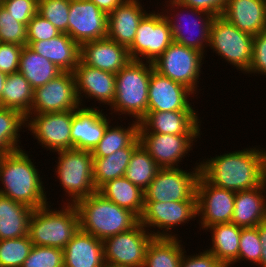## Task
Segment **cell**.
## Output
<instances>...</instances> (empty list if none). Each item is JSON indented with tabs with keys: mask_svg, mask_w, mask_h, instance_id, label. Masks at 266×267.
Listing matches in <instances>:
<instances>
[{
	"mask_svg": "<svg viewBox=\"0 0 266 267\" xmlns=\"http://www.w3.org/2000/svg\"><path fill=\"white\" fill-rule=\"evenodd\" d=\"M201 174L213 185L234 192L266 181V150L259 147L224 153L200 161Z\"/></svg>",
	"mask_w": 266,
	"mask_h": 267,
	"instance_id": "obj_1",
	"label": "cell"
},
{
	"mask_svg": "<svg viewBox=\"0 0 266 267\" xmlns=\"http://www.w3.org/2000/svg\"><path fill=\"white\" fill-rule=\"evenodd\" d=\"M25 149L0 156V194L38 209L49 204L38 168Z\"/></svg>",
	"mask_w": 266,
	"mask_h": 267,
	"instance_id": "obj_2",
	"label": "cell"
},
{
	"mask_svg": "<svg viewBox=\"0 0 266 267\" xmlns=\"http://www.w3.org/2000/svg\"><path fill=\"white\" fill-rule=\"evenodd\" d=\"M74 205L79 215L80 230L102 241L130 230L139 222L133 212L119 207L98 191Z\"/></svg>",
	"mask_w": 266,
	"mask_h": 267,
	"instance_id": "obj_3",
	"label": "cell"
},
{
	"mask_svg": "<svg viewBox=\"0 0 266 267\" xmlns=\"http://www.w3.org/2000/svg\"><path fill=\"white\" fill-rule=\"evenodd\" d=\"M153 69V63L131 60L116 73L115 97L109 108L111 115H131L137 122L146 116L148 88Z\"/></svg>",
	"mask_w": 266,
	"mask_h": 267,
	"instance_id": "obj_4",
	"label": "cell"
},
{
	"mask_svg": "<svg viewBox=\"0 0 266 267\" xmlns=\"http://www.w3.org/2000/svg\"><path fill=\"white\" fill-rule=\"evenodd\" d=\"M63 204L58 210L47 204L32 212L28 236L33 245L64 249L78 233L80 220L76 206L65 201Z\"/></svg>",
	"mask_w": 266,
	"mask_h": 267,
	"instance_id": "obj_5",
	"label": "cell"
},
{
	"mask_svg": "<svg viewBox=\"0 0 266 267\" xmlns=\"http://www.w3.org/2000/svg\"><path fill=\"white\" fill-rule=\"evenodd\" d=\"M59 157L55 176L66 192L67 204H75L97 191L93 181V156L90 151L71 148L56 152Z\"/></svg>",
	"mask_w": 266,
	"mask_h": 267,
	"instance_id": "obj_6",
	"label": "cell"
},
{
	"mask_svg": "<svg viewBox=\"0 0 266 267\" xmlns=\"http://www.w3.org/2000/svg\"><path fill=\"white\" fill-rule=\"evenodd\" d=\"M165 4L167 9H163L162 12L164 14V17L170 24L173 42L184 45L186 47L194 48L196 50H199L203 54H206L205 49L209 46L210 29L214 16L210 15L207 12L180 4L177 1L167 2ZM175 9H177V11L180 10V12H177ZM183 12L187 14H183Z\"/></svg>",
	"mask_w": 266,
	"mask_h": 267,
	"instance_id": "obj_7",
	"label": "cell"
},
{
	"mask_svg": "<svg viewBox=\"0 0 266 267\" xmlns=\"http://www.w3.org/2000/svg\"><path fill=\"white\" fill-rule=\"evenodd\" d=\"M253 37L224 17L216 16L211 24L208 47L237 70L247 74L252 61Z\"/></svg>",
	"mask_w": 266,
	"mask_h": 267,
	"instance_id": "obj_8",
	"label": "cell"
},
{
	"mask_svg": "<svg viewBox=\"0 0 266 267\" xmlns=\"http://www.w3.org/2000/svg\"><path fill=\"white\" fill-rule=\"evenodd\" d=\"M192 169L187 172L179 167L160 168L144 190V201H196V185L201 174L200 162H196Z\"/></svg>",
	"mask_w": 266,
	"mask_h": 267,
	"instance_id": "obj_9",
	"label": "cell"
},
{
	"mask_svg": "<svg viewBox=\"0 0 266 267\" xmlns=\"http://www.w3.org/2000/svg\"><path fill=\"white\" fill-rule=\"evenodd\" d=\"M154 236L140 222L133 228L103 240L106 267H143Z\"/></svg>",
	"mask_w": 266,
	"mask_h": 267,
	"instance_id": "obj_10",
	"label": "cell"
},
{
	"mask_svg": "<svg viewBox=\"0 0 266 267\" xmlns=\"http://www.w3.org/2000/svg\"><path fill=\"white\" fill-rule=\"evenodd\" d=\"M203 59L204 54L199 50L172 42L153 66L160 74L186 86L196 94Z\"/></svg>",
	"mask_w": 266,
	"mask_h": 267,
	"instance_id": "obj_11",
	"label": "cell"
},
{
	"mask_svg": "<svg viewBox=\"0 0 266 267\" xmlns=\"http://www.w3.org/2000/svg\"><path fill=\"white\" fill-rule=\"evenodd\" d=\"M172 42L170 24L163 12L149 10L139 22L128 53L131 60L154 63Z\"/></svg>",
	"mask_w": 266,
	"mask_h": 267,
	"instance_id": "obj_12",
	"label": "cell"
},
{
	"mask_svg": "<svg viewBox=\"0 0 266 267\" xmlns=\"http://www.w3.org/2000/svg\"><path fill=\"white\" fill-rule=\"evenodd\" d=\"M195 217H197L196 201H144V210L139 218V222L149 230L154 237L171 238L179 236L171 232L175 226L178 227V225L188 224V222ZM156 227L159 230L156 229ZM148 228H155L157 231H155V229L152 231Z\"/></svg>",
	"mask_w": 266,
	"mask_h": 267,
	"instance_id": "obj_13",
	"label": "cell"
},
{
	"mask_svg": "<svg viewBox=\"0 0 266 267\" xmlns=\"http://www.w3.org/2000/svg\"><path fill=\"white\" fill-rule=\"evenodd\" d=\"M236 192L217 187L202 174L196 185V207L200 229L219 223H230L235 203Z\"/></svg>",
	"mask_w": 266,
	"mask_h": 267,
	"instance_id": "obj_14",
	"label": "cell"
},
{
	"mask_svg": "<svg viewBox=\"0 0 266 267\" xmlns=\"http://www.w3.org/2000/svg\"><path fill=\"white\" fill-rule=\"evenodd\" d=\"M80 106L74 73L62 72L45 85L34 89L33 103L28 114L72 111Z\"/></svg>",
	"mask_w": 266,
	"mask_h": 267,
	"instance_id": "obj_15",
	"label": "cell"
},
{
	"mask_svg": "<svg viewBox=\"0 0 266 267\" xmlns=\"http://www.w3.org/2000/svg\"><path fill=\"white\" fill-rule=\"evenodd\" d=\"M72 111L26 115V131L47 151L71 149Z\"/></svg>",
	"mask_w": 266,
	"mask_h": 267,
	"instance_id": "obj_16",
	"label": "cell"
},
{
	"mask_svg": "<svg viewBox=\"0 0 266 267\" xmlns=\"http://www.w3.org/2000/svg\"><path fill=\"white\" fill-rule=\"evenodd\" d=\"M199 136L201 137L200 134L138 133L140 144L160 168H178Z\"/></svg>",
	"mask_w": 266,
	"mask_h": 267,
	"instance_id": "obj_17",
	"label": "cell"
},
{
	"mask_svg": "<svg viewBox=\"0 0 266 267\" xmlns=\"http://www.w3.org/2000/svg\"><path fill=\"white\" fill-rule=\"evenodd\" d=\"M108 15L90 0H70L68 35L80 46L107 37Z\"/></svg>",
	"mask_w": 266,
	"mask_h": 267,
	"instance_id": "obj_18",
	"label": "cell"
},
{
	"mask_svg": "<svg viewBox=\"0 0 266 267\" xmlns=\"http://www.w3.org/2000/svg\"><path fill=\"white\" fill-rule=\"evenodd\" d=\"M190 96L196 95L186 86L153 69L148 88V112L195 111Z\"/></svg>",
	"mask_w": 266,
	"mask_h": 267,
	"instance_id": "obj_19",
	"label": "cell"
},
{
	"mask_svg": "<svg viewBox=\"0 0 266 267\" xmlns=\"http://www.w3.org/2000/svg\"><path fill=\"white\" fill-rule=\"evenodd\" d=\"M102 111L95 106H80L72 110L71 148L93 151L103 138L107 126L111 124L110 118Z\"/></svg>",
	"mask_w": 266,
	"mask_h": 267,
	"instance_id": "obj_20",
	"label": "cell"
},
{
	"mask_svg": "<svg viewBox=\"0 0 266 267\" xmlns=\"http://www.w3.org/2000/svg\"><path fill=\"white\" fill-rule=\"evenodd\" d=\"M73 73L81 106H83L84 97L95 99L98 103L109 107L112 105L116 91V74L90 67L81 60Z\"/></svg>",
	"mask_w": 266,
	"mask_h": 267,
	"instance_id": "obj_21",
	"label": "cell"
},
{
	"mask_svg": "<svg viewBox=\"0 0 266 267\" xmlns=\"http://www.w3.org/2000/svg\"><path fill=\"white\" fill-rule=\"evenodd\" d=\"M198 114L196 111L147 112L139 122L138 133L202 134Z\"/></svg>",
	"mask_w": 266,
	"mask_h": 267,
	"instance_id": "obj_22",
	"label": "cell"
},
{
	"mask_svg": "<svg viewBox=\"0 0 266 267\" xmlns=\"http://www.w3.org/2000/svg\"><path fill=\"white\" fill-rule=\"evenodd\" d=\"M80 60L93 68L116 74L131 61L128 49L109 37L80 46Z\"/></svg>",
	"mask_w": 266,
	"mask_h": 267,
	"instance_id": "obj_23",
	"label": "cell"
},
{
	"mask_svg": "<svg viewBox=\"0 0 266 267\" xmlns=\"http://www.w3.org/2000/svg\"><path fill=\"white\" fill-rule=\"evenodd\" d=\"M143 7L139 0H124L108 14L107 37L128 49L139 22L148 13Z\"/></svg>",
	"mask_w": 266,
	"mask_h": 267,
	"instance_id": "obj_24",
	"label": "cell"
},
{
	"mask_svg": "<svg viewBox=\"0 0 266 267\" xmlns=\"http://www.w3.org/2000/svg\"><path fill=\"white\" fill-rule=\"evenodd\" d=\"M222 17L255 36L266 29V0H228Z\"/></svg>",
	"mask_w": 266,
	"mask_h": 267,
	"instance_id": "obj_25",
	"label": "cell"
},
{
	"mask_svg": "<svg viewBox=\"0 0 266 267\" xmlns=\"http://www.w3.org/2000/svg\"><path fill=\"white\" fill-rule=\"evenodd\" d=\"M26 45L63 72L73 73L80 60V45L66 33L46 41L27 42Z\"/></svg>",
	"mask_w": 266,
	"mask_h": 267,
	"instance_id": "obj_26",
	"label": "cell"
},
{
	"mask_svg": "<svg viewBox=\"0 0 266 267\" xmlns=\"http://www.w3.org/2000/svg\"><path fill=\"white\" fill-rule=\"evenodd\" d=\"M63 250L64 267H106L103 241L81 230Z\"/></svg>",
	"mask_w": 266,
	"mask_h": 267,
	"instance_id": "obj_27",
	"label": "cell"
},
{
	"mask_svg": "<svg viewBox=\"0 0 266 267\" xmlns=\"http://www.w3.org/2000/svg\"><path fill=\"white\" fill-rule=\"evenodd\" d=\"M265 194L266 181L257 188L236 192L231 222L241 228H253L266 221Z\"/></svg>",
	"mask_w": 266,
	"mask_h": 267,
	"instance_id": "obj_28",
	"label": "cell"
},
{
	"mask_svg": "<svg viewBox=\"0 0 266 267\" xmlns=\"http://www.w3.org/2000/svg\"><path fill=\"white\" fill-rule=\"evenodd\" d=\"M34 209L0 194V240L28 235Z\"/></svg>",
	"mask_w": 266,
	"mask_h": 267,
	"instance_id": "obj_29",
	"label": "cell"
},
{
	"mask_svg": "<svg viewBox=\"0 0 266 267\" xmlns=\"http://www.w3.org/2000/svg\"><path fill=\"white\" fill-rule=\"evenodd\" d=\"M241 229L232 222L214 224L205 229L210 230L212 234L210 239L212 246L206 250L211 252L224 267H232L231 264L238 258Z\"/></svg>",
	"mask_w": 266,
	"mask_h": 267,
	"instance_id": "obj_30",
	"label": "cell"
},
{
	"mask_svg": "<svg viewBox=\"0 0 266 267\" xmlns=\"http://www.w3.org/2000/svg\"><path fill=\"white\" fill-rule=\"evenodd\" d=\"M140 145L137 137L128 147L117 150L106 157H93V181L98 190L107 181L124 177L131 155Z\"/></svg>",
	"mask_w": 266,
	"mask_h": 267,
	"instance_id": "obj_31",
	"label": "cell"
},
{
	"mask_svg": "<svg viewBox=\"0 0 266 267\" xmlns=\"http://www.w3.org/2000/svg\"><path fill=\"white\" fill-rule=\"evenodd\" d=\"M97 191L119 207L130 210L138 218L141 217L144 210V190L125 176L107 181Z\"/></svg>",
	"mask_w": 266,
	"mask_h": 267,
	"instance_id": "obj_32",
	"label": "cell"
},
{
	"mask_svg": "<svg viewBox=\"0 0 266 267\" xmlns=\"http://www.w3.org/2000/svg\"><path fill=\"white\" fill-rule=\"evenodd\" d=\"M18 71L33 89L45 85L63 72L51 61L33 51L28 45L22 48Z\"/></svg>",
	"mask_w": 266,
	"mask_h": 267,
	"instance_id": "obj_33",
	"label": "cell"
},
{
	"mask_svg": "<svg viewBox=\"0 0 266 267\" xmlns=\"http://www.w3.org/2000/svg\"><path fill=\"white\" fill-rule=\"evenodd\" d=\"M178 237H154L149 243L143 267H180L184 246Z\"/></svg>",
	"mask_w": 266,
	"mask_h": 267,
	"instance_id": "obj_34",
	"label": "cell"
},
{
	"mask_svg": "<svg viewBox=\"0 0 266 267\" xmlns=\"http://www.w3.org/2000/svg\"><path fill=\"white\" fill-rule=\"evenodd\" d=\"M33 93L34 89L19 71L8 74L2 90L0 106L18 110L26 116L31 110Z\"/></svg>",
	"mask_w": 266,
	"mask_h": 267,
	"instance_id": "obj_35",
	"label": "cell"
},
{
	"mask_svg": "<svg viewBox=\"0 0 266 267\" xmlns=\"http://www.w3.org/2000/svg\"><path fill=\"white\" fill-rule=\"evenodd\" d=\"M26 128V116L15 109L0 106V156L18 151L20 130Z\"/></svg>",
	"mask_w": 266,
	"mask_h": 267,
	"instance_id": "obj_36",
	"label": "cell"
},
{
	"mask_svg": "<svg viewBox=\"0 0 266 267\" xmlns=\"http://www.w3.org/2000/svg\"><path fill=\"white\" fill-rule=\"evenodd\" d=\"M132 121L127 128L123 127V125L111 126L109 124L103 138L91 152L92 156L106 157L119 149L128 147L138 137L139 122L133 119Z\"/></svg>",
	"mask_w": 266,
	"mask_h": 267,
	"instance_id": "obj_37",
	"label": "cell"
},
{
	"mask_svg": "<svg viewBox=\"0 0 266 267\" xmlns=\"http://www.w3.org/2000/svg\"><path fill=\"white\" fill-rule=\"evenodd\" d=\"M160 167L140 144L131 155L125 177L134 185L145 190L156 176Z\"/></svg>",
	"mask_w": 266,
	"mask_h": 267,
	"instance_id": "obj_38",
	"label": "cell"
},
{
	"mask_svg": "<svg viewBox=\"0 0 266 267\" xmlns=\"http://www.w3.org/2000/svg\"><path fill=\"white\" fill-rule=\"evenodd\" d=\"M32 247L28 235L0 240V267H22Z\"/></svg>",
	"mask_w": 266,
	"mask_h": 267,
	"instance_id": "obj_39",
	"label": "cell"
},
{
	"mask_svg": "<svg viewBox=\"0 0 266 267\" xmlns=\"http://www.w3.org/2000/svg\"><path fill=\"white\" fill-rule=\"evenodd\" d=\"M70 0H38V14L68 35Z\"/></svg>",
	"mask_w": 266,
	"mask_h": 267,
	"instance_id": "obj_40",
	"label": "cell"
},
{
	"mask_svg": "<svg viewBox=\"0 0 266 267\" xmlns=\"http://www.w3.org/2000/svg\"><path fill=\"white\" fill-rule=\"evenodd\" d=\"M0 42L25 46L27 26L20 23L0 3Z\"/></svg>",
	"mask_w": 266,
	"mask_h": 267,
	"instance_id": "obj_41",
	"label": "cell"
},
{
	"mask_svg": "<svg viewBox=\"0 0 266 267\" xmlns=\"http://www.w3.org/2000/svg\"><path fill=\"white\" fill-rule=\"evenodd\" d=\"M64 250L33 245L22 267H64Z\"/></svg>",
	"mask_w": 266,
	"mask_h": 267,
	"instance_id": "obj_42",
	"label": "cell"
},
{
	"mask_svg": "<svg viewBox=\"0 0 266 267\" xmlns=\"http://www.w3.org/2000/svg\"><path fill=\"white\" fill-rule=\"evenodd\" d=\"M261 242L258 233V226L253 228H242L239 240L238 258L232 263L243 261L253 262L258 266L261 258Z\"/></svg>",
	"mask_w": 266,
	"mask_h": 267,
	"instance_id": "obj_43",
	"label": "cell"
},
{
	"mask_svg": "<svg viewBox=\"0 0 266 267\" xmlns=\"http://www.w3.org/2000/svg\"><path fill=\"white\" fill-rule=\"evenodd\" d=\"M58 30L50 21L36 14L27 25V42L46 41L60 35Z\"/></svg>",
	"mask_w": 266,
	"mask_h": 267,
	"instance_id": "obj_44",
	"label": "cell"
},
{
	"mask_svg": "<svg viewBox=\"0 0 266 267\" xmlns=\"http://www.w3.org/2000/svg\"><path fill=\"white\" fill-rule=\"evenodd\" d=\"M0 3L17 21L26 26L38 13V0H2Z\"/></svg>",
	"mask_w": 266,
	"mask_h": 267,
	"instance_id": "obj_45",
	"label": "cell"
},
{
	"mask_svg": "<svg viewBox=\"0 0 266 267\" xmlns=\"http://www.w3.org/2000/svg\"><path fill=\"white\" fill-rule=\"evenodd\" d=\"M248 74L266 76V29L253 37V52Z\"/></svg>",
	"mask_w": 266,
	"mask_h": 267,
	"instance_id": "obj_46",
	"label": "cell"
},
{
	"mask_svg": "<svg viewBox=\"0 0 266 267\" xmlns=\"http://www.w3.org/2000/svg\"><path fill=\"white\" fill-rule=\"evenodd\" d=\"M22 45L0 42V71L5 74L18 72Z\"/></svg>",
	"mask_w": 266,
	"mask_h": 267,
	"instance_id": "obj_47",
	"label": "cell"
},
{
	"mask_svg": "<svg viewBox=\"0 0 266 267\" xmlns=\"http://www.w3.org/2000/svg\"><path fill=\"white\" fill-rule=\"evenodd\" d=\"M184 251L180 267H224L216 257L208 250H203L199 254L186 255Z\"/></svg>",
	"mask_w": 266,
	"mask_h": 267,
	"instance_id": "obj_48",
	"label": "cell"
},
{
	"mask_svg": "<svg viewBox=\"0 0 266 267\" xmlns=\"http://www.w3.org/2000/svg\"><path fill=\"white\" fill-rule=\"evenodd\" d=\"M177 2L216 17L222 16L228 0H177Z\"/></svg>",
	"mask_w": 266,
	"mask_h": 267,
	"instance_id": "obj_49",
	"label": "cell"
},
{
	"mask_svg": "<svg viewBox=\"0 0 266 267\" xmlns=\"http://www.w3.org/2000/svg\"><path fill=\"white\" fill-rule=\"evenodd\" d=\"M258 233L262 247L261 258L258 265H260L259 267H266V221L258 225Z\"/></svg>",
	"mask_w": 266,
	"mask_h": 267,
	"instance_id": "obj_50",
	"label": "cell"
},
{
	"mask_svg": "<svg viewBox=\"0 0 266 267\" xmlns=\"http://www.w3.org/2000/svg\"><path fill=\"white\" fill-rule=\"evenodd\" d=\"M107 15L111 13L124 0H90Z\"/></svg>",
	"mask_w": 266,
	"mask_h": 267,
	"instance_id": "obj_51",
	"label": "cell"
},
{
	"mask_svg": "<svg viewBox=\"0 0 266 267\" xmlns=\"http://www.w3.org/2000/svg\"><path fill=\"white\" fill-rule=\"evenodd\" d=\"M6 77H7V74H5L2 71H0V99H1L2 90H3V87H4V83H5Z\"/></svg>",
	"mask_w": 266,
	"mask_h": 267,
	"instance_id": "obj_52",
	"label": "cell"
},
{
	"mask_svg": "<svg viewBox=\"0 0 266 267\" xmlns=\"http://www.w3.org/2000/svg\"><path fill=\"white\" fill-rule=\"evenodd\" d=\"M173 1H177V0H166L164 3L173 2Z\"/></svg>",
	"mask_w": 266,
	"mask_h": 267,
	"instance_id": "obj_53",
	"label": "cell"
}]
</instances>
